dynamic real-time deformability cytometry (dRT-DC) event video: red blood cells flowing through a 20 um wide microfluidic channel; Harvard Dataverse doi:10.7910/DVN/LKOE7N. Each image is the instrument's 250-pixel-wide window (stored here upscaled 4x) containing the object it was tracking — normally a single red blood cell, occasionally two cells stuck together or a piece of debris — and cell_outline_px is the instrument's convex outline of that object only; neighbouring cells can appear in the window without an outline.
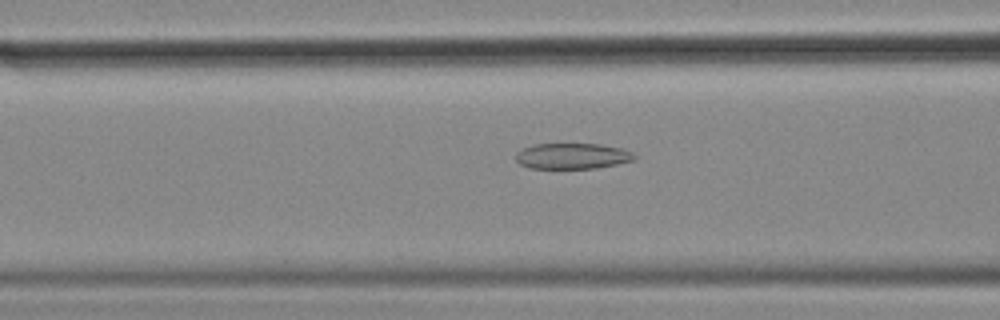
{"species": "common noctule bat (a hibernating species)", "species_latin": "Nyctalus noctula", "temperature_condition": "cold", "stored_images_in_passage": 37, "camera_frame_rate_fps": 3000, "um_per_image_px": 0.085, "animal": {"sex": "female", "body_mass_g": 18.4}, "frame": {"image": 1, "passage_image": 13, "time_ms": 4.0, "image_size_px": [1000, 320], "cell_outline_px": [[636, 156], [632, 160], [616, 164], [596, 168], [528, 168], [520, 164], [516, 160], [516, 152], [524, 148], [536, 144], [600, 144], [624, 148], [632, 152]], "centroid_in_image_um": [48.65, 13.26], "position_along_channel_um": 118.0, "area_um2": 17.74}}
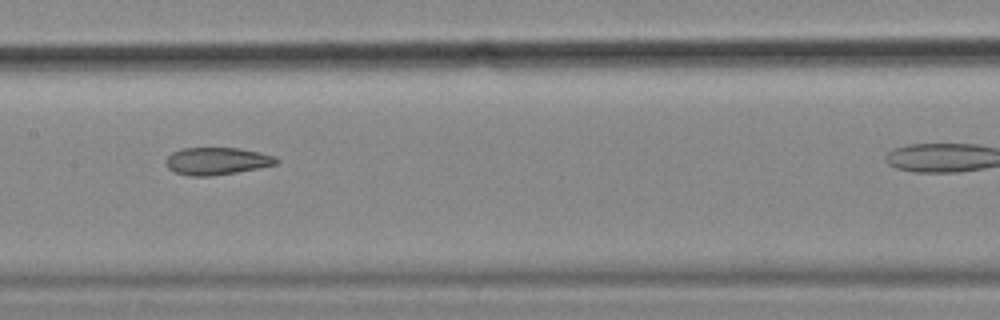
{"frame": {"image": 2, "passage_image": 19, "time_ms": 6.0, "image_size_px": [1000, 320], "cell_outline_px": [[280, 160], [276, 164], [260, 168], [212, 176], [188, 176], [176, 172], [168, 168], [164, 160], [172, 152], [180, 148], [240, 148], [260, 152], [276, 156]], "centroid_in_image_um": [18.44, 13.69], "position_along_channel_um": 189.0, "area_um2": 17.8}}
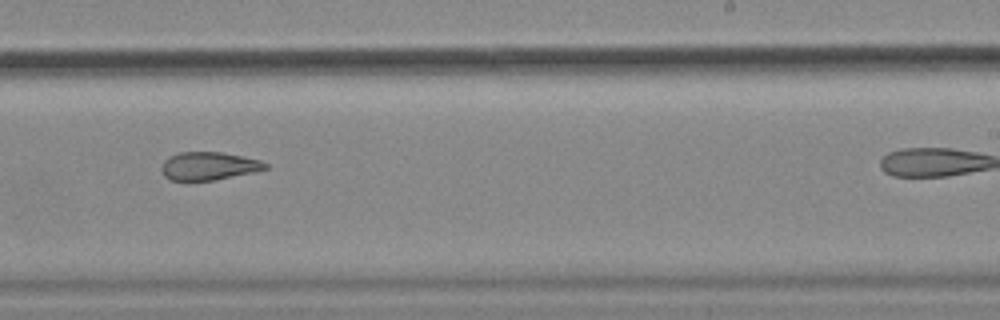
{"frame": {"image": 3, "passage_image": 26, "time_ms": 8.333, "image_size_px": [1000, 320], "cell_outline_px": [[268, 168], [256, 172], [212, 180], [188, 184], [168, 180], [164, 176], [160, 168], [164, 160], [180, 152], [224, 152], [244, 156], [260, 160], [268, 164]], "centroid_in_image_um": [17.7, 14.15], "position_along_channel_um": 271.3, "area_um2": 17.69}}